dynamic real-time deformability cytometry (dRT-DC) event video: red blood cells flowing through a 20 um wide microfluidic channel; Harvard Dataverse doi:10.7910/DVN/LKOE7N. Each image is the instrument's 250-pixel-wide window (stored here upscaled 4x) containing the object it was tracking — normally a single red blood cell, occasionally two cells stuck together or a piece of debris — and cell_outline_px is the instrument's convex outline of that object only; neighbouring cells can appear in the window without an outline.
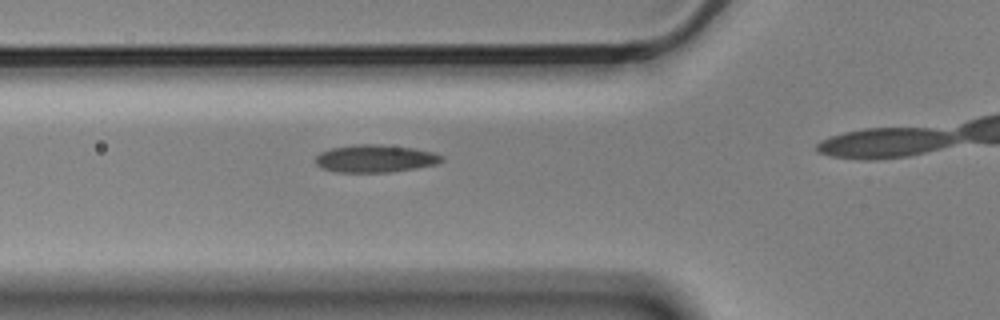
{"species": "Egyptian fruit bat (a non-hibernating species)", "species_latin": "Rousettus aegyptiacus", "temperature_condition": "cold", "stored_images_in_passage": 4, "camera_frame_rate_fps": 3000, "um_per_image_px": 0.085, "animal": {"sex": "male"}, "frame": {"image": 1, "passage_image": 3, "time_ms": 0.667, "image_size_px": [1000, 320], "cell_outline_px": [[444, 160], [436, 164], [416, 168], [392, 172], [336, 172], [320, 168], [316, 164], [316, 156], [320, 152], [332, 148], [356, 144], [380, 144], [412, 148], [436, 152], [444, 156]], "centroid_in_image_um": [31.91, 13.48], "position_along_channel_um": 93.9, "area_um2": 20.46}}